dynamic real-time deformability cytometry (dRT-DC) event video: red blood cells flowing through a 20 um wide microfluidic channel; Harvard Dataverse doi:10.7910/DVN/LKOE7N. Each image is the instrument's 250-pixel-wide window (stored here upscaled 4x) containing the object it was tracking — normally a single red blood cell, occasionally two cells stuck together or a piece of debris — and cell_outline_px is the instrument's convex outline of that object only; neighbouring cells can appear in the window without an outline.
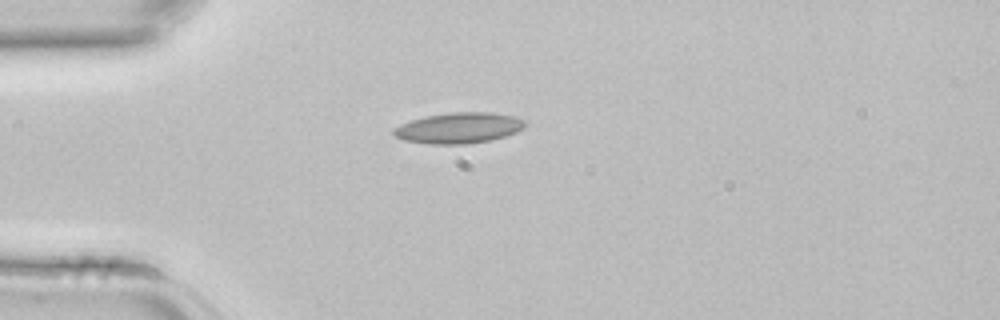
{"species": "common noctule bat (a hibernating species)", "species_latin": "Nyctalus noctula", "temperature_condition": "room temperature", "stored_images_in_passage": 1, "camera_frame_rate_fps": 3000, "um_per_image_px": 0.085, "animal": {"sex": "female", "body_mass_g": 22.7, "forearm_length_mm": 54.2}, "frame": {"image": 1, "passage_image": 1, "time_ms": 0.0, "image_size_px": [1000, 320], "cell_outline_px": [[524, 128], [516, 132], [492, 140], [464, 144], [428, 144], [404, 140], [396, 136], [392, 132], [392, 128], [400, 124], [412, 120], [428, 116], [452, 112], [492, 112], [512, 116], [524, 120]], "centroid_in_image_um": [38.98, 10.88], "position_along_channel_um": 46.0, "area_um2": 23.41}}